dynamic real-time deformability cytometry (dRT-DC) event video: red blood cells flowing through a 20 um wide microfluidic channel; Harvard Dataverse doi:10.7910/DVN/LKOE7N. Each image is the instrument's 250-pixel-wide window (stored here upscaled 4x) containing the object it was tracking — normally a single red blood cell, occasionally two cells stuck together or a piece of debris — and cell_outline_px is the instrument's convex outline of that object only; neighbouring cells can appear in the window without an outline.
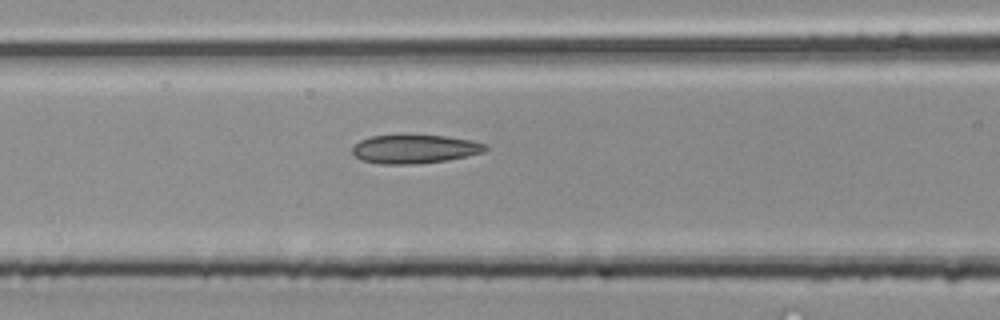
{"species": "common noctule bat (a hibernating species)", "species_latin": "Nyctalus noctula", "temperature_condition": "room temperature", "stored_images_in_passage": 16, "camera_frame_rate_fps": 3000, "um_per_image_px": 0.085, "animal": {"sex": "male", "body_mass_g": 20.4}, "frame": {"image": 1, "passage_image": 7, "time_ms": 2.0, "image_size_px": [1000, 320], "cell_outline_px": [[488, 148], [484, 152], [448, 160], [416, 164], [380, 164], [360, 160], [352, 152], [352, 148], [360, 140], [372, 136], [444, 136], [472, 140], [488, 144]], "centroid_in_image_um": [35.27, 12.68], "position_along_channel_um": 131.3, "area_um2": 22.08}}
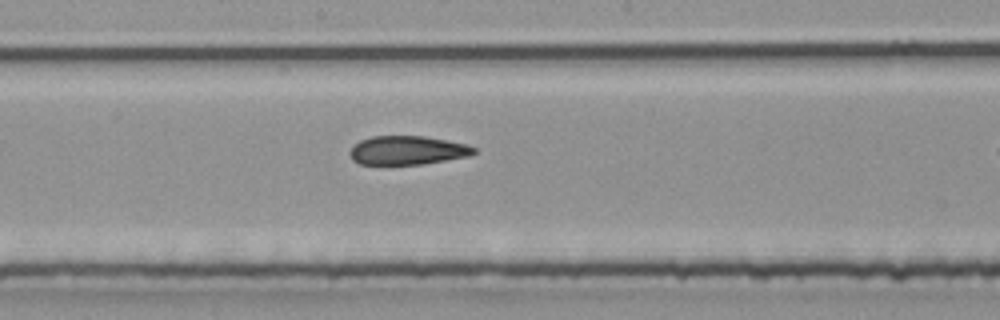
{"frame": {"image": 2, "passage_image": 12, "time_ms": 3.667, "image_size_px": [1000, 320], "cell_outline_px": [[476, 152], [468, 156], [424, 164], [360, 164], [352, 160], [348, 152], [360, 140], [372, 136], [424, 136], [468, 144], [476, 148]], "centroid_in_image_um": [34.64, 12.77], "position_along_channel_um": 213.6, "area_um2": 20.81}}
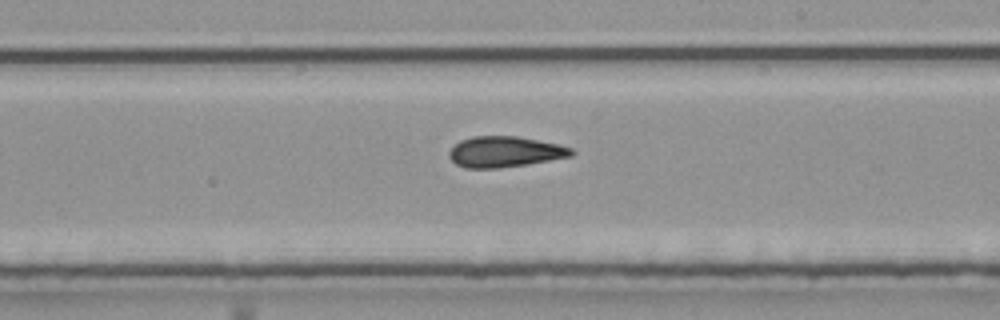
{"frame": {"image": 3, "passage_image": 14, "time_ms": 4.333, "image_size_px": [1000, 320], "cell_outline_px": [[576, 152], [572, 156], [528, 164], [500, 168], [464, 168], [456, 164], [448, 156], [448, 152], [460, 140], [472, 136], [516, 136], [556, 144], [572, 148]], "centroid_in_image_um": [42.89, 12.91], "position_along_channel_um": 246.1, "area_um2": 21.91}}